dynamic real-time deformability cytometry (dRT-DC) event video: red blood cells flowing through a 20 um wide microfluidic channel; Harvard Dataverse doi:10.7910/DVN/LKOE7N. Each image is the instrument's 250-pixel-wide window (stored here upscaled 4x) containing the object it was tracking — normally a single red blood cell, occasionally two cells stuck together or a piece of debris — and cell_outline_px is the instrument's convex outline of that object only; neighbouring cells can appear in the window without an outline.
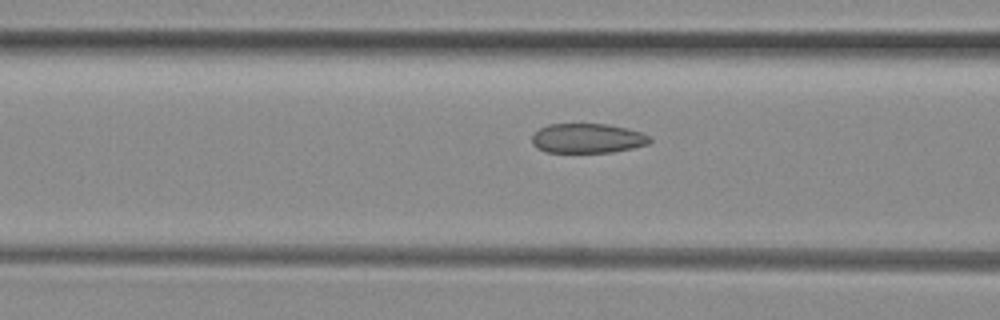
{"species": "common noctule bat (a hibernating species)", "species_latin": "Nyctalus noctula", "temperature_condition": "room temperature", "stored_images_in_passage": 25, "camera_frame_rate_fps": 3000, "um_per_image_px": 0.085, "animal": {"sex": "female", "body_mass_g": 29.2, "forearm_length_mm": 56.3}, "frame": {"image": 1, "passage_image": 13, "time_ms": 4.0, "image_size_px": [1000, 320], "cell_outline_px": [[652, 140], [648, 144], [632, 148], [612, 152], [544, 152], [536, 148], [532, 144], [532, 136], [540, 128], [548, 124], [608, 124], [628, 128], [652, 136]], "centroid_in_image_um": [49.95, 11.75], "position_along_channel_um": 116.7, "area_um2": 20.46}}
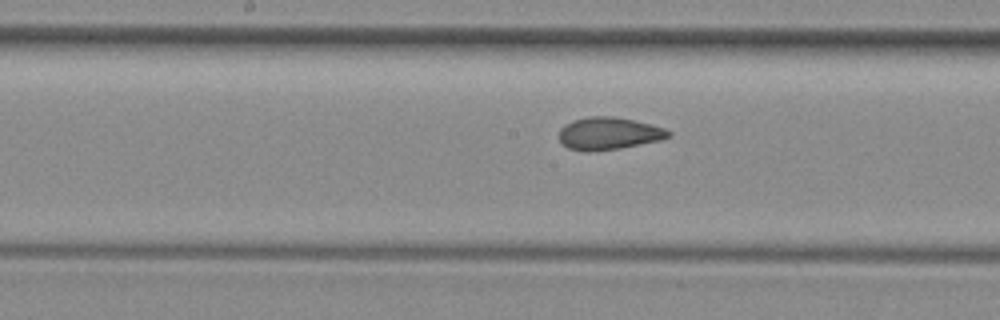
{"frame": {"image": 2, "passage_image": 19, "time_ms": 6.0, "image_size_px": [1000, 320], "cell_outline_px": [[672, 136], [660, 140], [620, 148], [588, 152], [584, 152], [568, 148], [560, 140], [560, 128], [564, 124], [572, 120], [588, 116], [612, 116], [632, 120], [664, 128], [672, 132]], "centroid_in_image_um": [51.72, 11.34], "position_along_channel_um": 196.5, "area_um2": 20.63}}
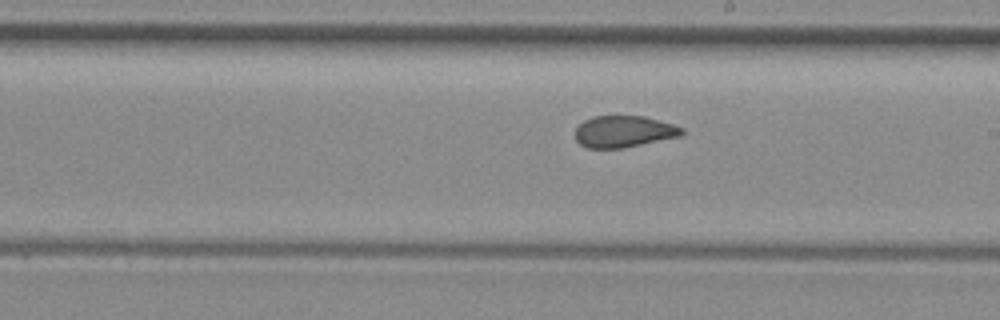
{"frame": {"image": 3, "passage_image": 22, "time_ms": 7.0, "image_size_px": [1000, 320], "cell_outline_px": [[684, 132], [680, 136], [624, 148], [588, 148], [580, 144], [576, 140], [576, 128], [584, 120], [592, 116], [644, 116], [672, 124], [684, 128]], "centroid_in_image_um": [53.02, 11.18], "position_along_channel_um": 236.0, "area_um2": 19.59}}